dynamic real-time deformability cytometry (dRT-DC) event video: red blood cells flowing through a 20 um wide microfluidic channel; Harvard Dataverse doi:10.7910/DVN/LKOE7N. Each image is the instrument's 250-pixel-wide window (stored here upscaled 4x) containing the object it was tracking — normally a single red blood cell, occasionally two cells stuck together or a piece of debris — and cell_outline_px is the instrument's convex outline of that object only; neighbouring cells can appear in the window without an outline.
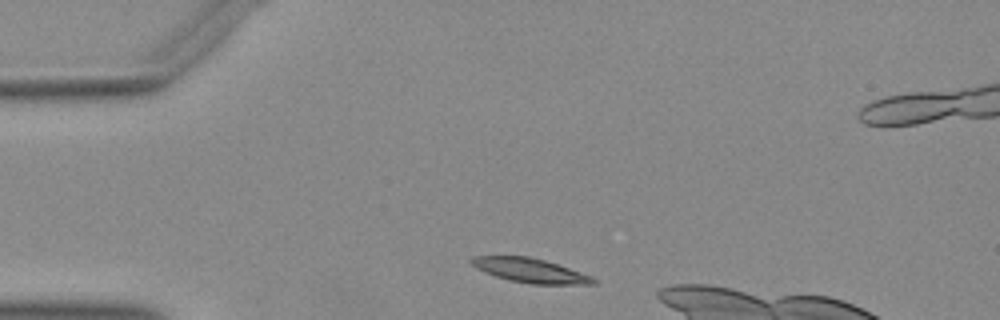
{"species": "Egyptian fruit bat (a non-hibernating species)", "species_latin": "Rousettus aegyptiacus", "temperature_condition": "warm", "stored_images_in_passage": 35, "camera_frame_rate_fps": 3000, "um_per_image_px": 0.085, "animal": {"sex": "female"}, "frame": {"image": 1, "passage_image": 1, "time_ms": 0.0, "image_size_px": [1000, 320], "cell_outline_px": [[596, 284], [532, 284], [508, 280], [484, 272], [476, 268], [468, 260], [472, 256], [528, 256], [544, 260], [592, 276], [596, 280]], "centroid_in_image_um": [45.03, 22.99], "position_along_channel_um": 40.0, "area_um2": 17.11}}
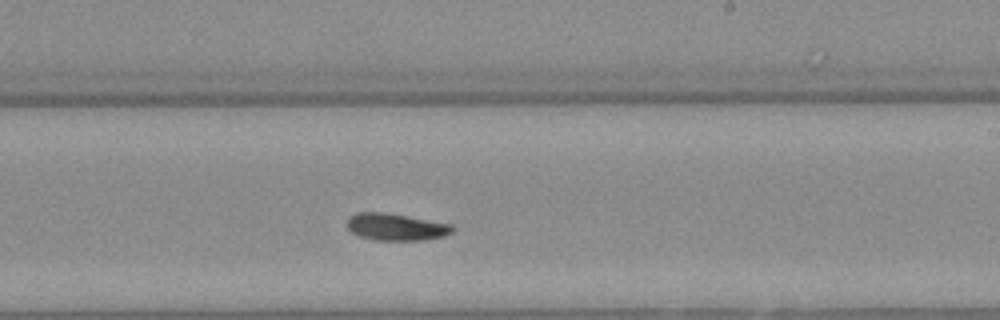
{"frame": {"image": 2, "passage_image": 20, "time_ms": 6.333, "image_size_px": [1000, 320], "cell_outline_px": [[456, 228], [452, 232], [444, 236], [424, 240], [376, 240], [360, 236], [352, 232], [348, 228], [348, 216], [356, 212], [384, 212], [452, 224]], "centroid_in_image_um": [33.67, 19.28], "position_along_channel_um": 255.3, "area_um2": 16.59}}
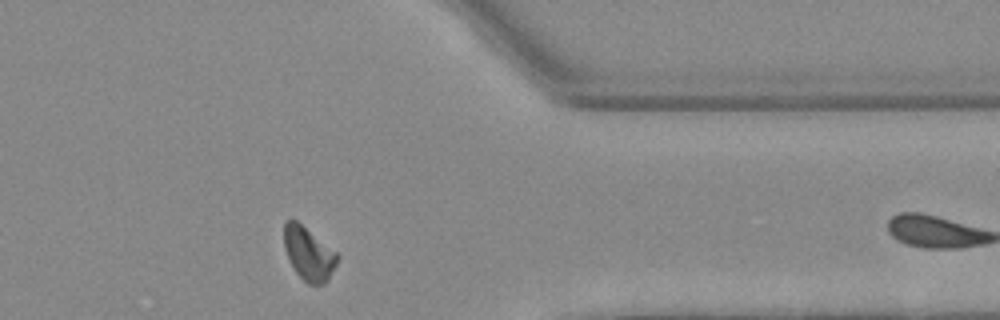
{"frame": {"image": 3, "passage_image": 31, "time_ms": 10.0, "image_size_px": [1000, 320], "cell_outline_px": [[340, 256], [328, 280], [324, 284], [308, 284], [296, 272], [284, 248], [284, 224], [288, 220], [296, 220], [336, 252]], "centroid_in_image_um": [26.24, 21.57], "position_along_channel_um": 385.2, "area_um2": 16.18}}